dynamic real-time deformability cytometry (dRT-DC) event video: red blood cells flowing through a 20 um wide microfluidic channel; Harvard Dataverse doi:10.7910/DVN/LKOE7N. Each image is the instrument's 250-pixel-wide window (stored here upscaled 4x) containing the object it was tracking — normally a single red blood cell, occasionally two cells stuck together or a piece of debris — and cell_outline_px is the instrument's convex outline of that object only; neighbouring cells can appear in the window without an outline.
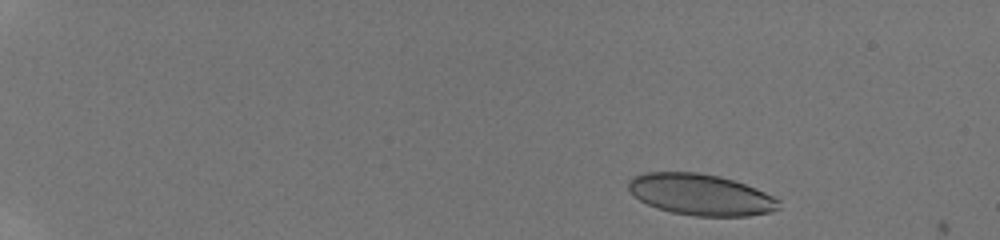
{"species": "human", "species_latin": "Homo sapiens", "temperature_condition": "room temperature", "stored_images_in_passage": 49, "camera_frame_rate_fps": 3000, "um_per_image_px": 0.085, "donor": {"sex": "male"}, "frame": {"image": 1, "passage_image": 3, "time_ms": 0.333, "image_size_px": [1000, 240], "cell_outline_px": [[780, 208], [772, 212], [748, 216], [696, 216], [672, 212], [656, 208], [640, 200], [628, 188], [628, 180], [644, 172], [696, 172], [720, 176], [756, 188], [780, 200]], "centroid_in_image_um": [59.58, 16.55], "position_along_channel_um": 25.4, "area_um2": 36.07}}
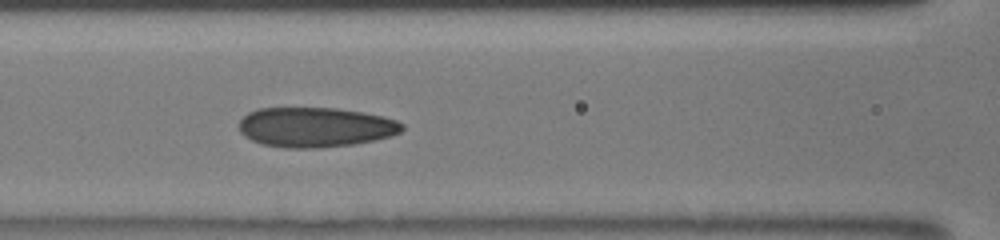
{"frame": {"image": 2, "passage_image": 31, "time_ms": 6.667, "image_size_px": [1000, 240], "cell_outline_px": [[404, 128], [400, 132], [388, 136], [372, 140], [352, 144], [320, 148], [284, 148], [260, 144], [244, 136], [240, 132], [240, 120], [248, 112], [256, 108], [336, 108], [364, 112], [384, 116], [396, 120], [404, 124]], "centroid_in_image_um": [26.78, 10.81], "position_along_channel_um": 139.8, "area_um2": 37.97}}
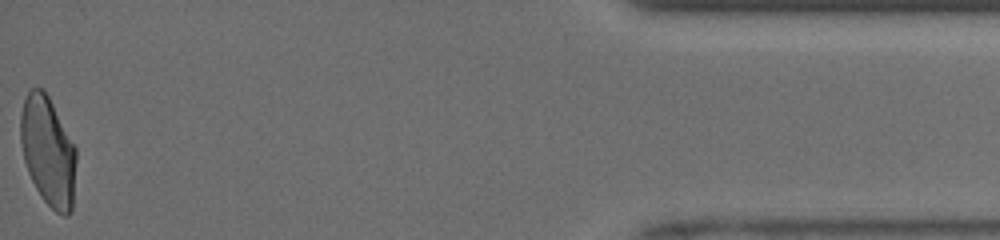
{"frame": {"image": 3, "passage_image": 49, "time_ms": 15.333, "image_size_px": [1000, 240], "cell_outline_px": [[76, 160], [72, 212], [68, 216], [64, 216], [56, 212], [44, 200], [36, 188], [28, 172], [24, 160], [20, 140], [20, 116], [24, 100], [28, 92], [32, 88], [44, 88], [76, 148]], "centroid_in_image_um": [4.08, 12.86], "position_along_channel_um": 431.1, "area_um2": 35.37}, "authors_computed_cell_mechanics": {"area_um2": 37.0498, "velocity_mm_per_s": 4.1377, "shape_relaxation_time_tau1_ms": 5.751, "shape_relaxation_time_tau2_ms": 1.2218, "deformation_change_tau1": 0.1692, "deformation_change_tau2": 0.0777}}